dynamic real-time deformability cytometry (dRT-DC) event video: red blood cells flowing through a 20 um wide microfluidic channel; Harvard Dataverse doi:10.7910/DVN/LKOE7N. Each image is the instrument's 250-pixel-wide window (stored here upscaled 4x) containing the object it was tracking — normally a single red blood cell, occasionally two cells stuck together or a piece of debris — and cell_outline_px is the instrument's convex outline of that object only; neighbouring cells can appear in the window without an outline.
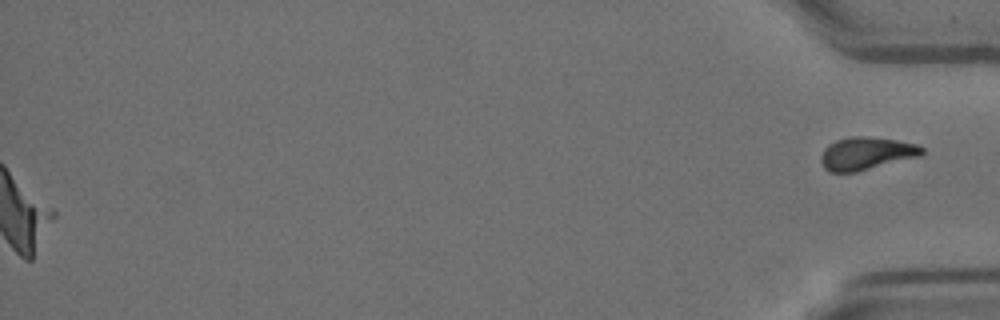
{"species": "Egyptian fruit bat (a non-hibernating species)", "species_latin": "Rousettus aegyptiacus", "temperature_condition": "room temperature", "stored_images_in_passage": 53, "segment_of_instrument_passage": [2, 2], "camera_frame_rate_fps": 3000, "um_per_image_px": 0.085, "animal": {"sex": "female"}, "frame": {"image": 1, "passage_image": 53, "time_ms": 17.333, "image_size_px": [1000, 320], "cell_outline_px": [[924, 152], [920, 156], [856, 172], [828, 172], [824, 168], [820, 160], [820, 156], [824, 148], [828, 144], [836, 140], [852, 136], [864, 136], [896, 140], [916, 144], [924, 148]], "centroid_in_image_um": [73.6, 13.04], "position_along_channel_um": 361.6, "area_um2": 19.31}}